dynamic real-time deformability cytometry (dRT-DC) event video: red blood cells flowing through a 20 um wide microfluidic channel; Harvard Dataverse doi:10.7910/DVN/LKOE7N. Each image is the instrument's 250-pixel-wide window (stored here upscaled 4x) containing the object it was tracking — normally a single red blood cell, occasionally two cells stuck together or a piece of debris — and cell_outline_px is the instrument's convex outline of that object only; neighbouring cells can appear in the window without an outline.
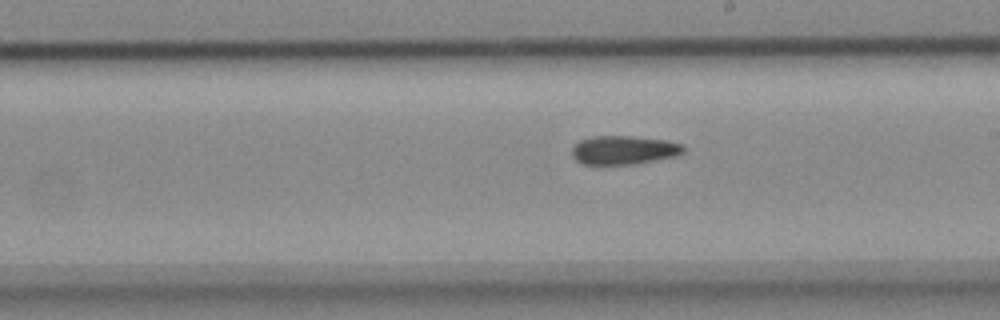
{"species": "common noctule bat (a hibernating species)", "species_latin": "Nyctalus noctula", "temperature_condition": "cold", "stored_images_in_passage": 10, "segment_of_instrument_passage": [2, 2], "camera_frame_rate_fps": 3000, "um_per_image_px": 0.085, "animal": {"sex": "female", "body_mass_g": 18.4}, "frame": {"image": 1, "passage_image": 10, "time_ms": 3.0, "image_size_px": [1000, 320], "cell_outline_px": [[684, 152], [672, 156], [636, 164], [604, 168], [580, 164], [572, 156], [572, 148], [580, 140], [592, 136], [632, 136], [664, 140], [684, 144]], "centroid_in_image_um": [52.93, 12.8], "position_along_channel_um": 236.1, "area_um2": 19.36}}